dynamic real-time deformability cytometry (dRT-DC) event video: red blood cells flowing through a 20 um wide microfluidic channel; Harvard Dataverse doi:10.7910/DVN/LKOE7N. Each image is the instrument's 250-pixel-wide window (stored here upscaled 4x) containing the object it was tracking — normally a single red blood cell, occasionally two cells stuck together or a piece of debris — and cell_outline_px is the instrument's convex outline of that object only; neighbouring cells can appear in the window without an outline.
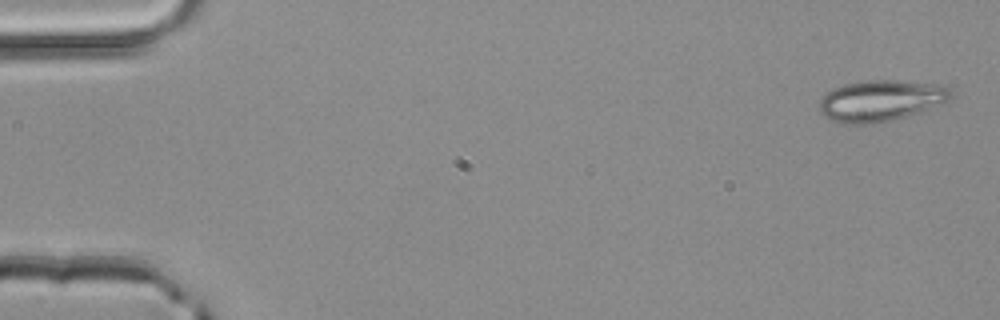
{"species": "common noctule bat (a hibernating species)", "species_latin": "Nyctalus noctula", "temperature_condition": "room temperature", "stored_images_in_passage": 3, "camera_frame_rate_fps": 3000, "um_per_image_px": 0.085, "animal": {"sex": "male", "body_mass_g": 20.4}, "frame": {"image": 1, "passage_image": 1, "time_ms": 0.0, "image_size_px": [1000, 320], "cell_outline_px": [[952, 100], [920, 112], [872, 124], [840, 124], [828, 120], [820, 112], [820, 96], [824, 92], [832, 88], [844, 84], [864, 80], [900, 80], [936, 84], [948, 88], [952, 92]], "centroid_in_image_um": [74.81, 8.55], "position_along_channel_um": 10.2, "area_um2": 31.96}}